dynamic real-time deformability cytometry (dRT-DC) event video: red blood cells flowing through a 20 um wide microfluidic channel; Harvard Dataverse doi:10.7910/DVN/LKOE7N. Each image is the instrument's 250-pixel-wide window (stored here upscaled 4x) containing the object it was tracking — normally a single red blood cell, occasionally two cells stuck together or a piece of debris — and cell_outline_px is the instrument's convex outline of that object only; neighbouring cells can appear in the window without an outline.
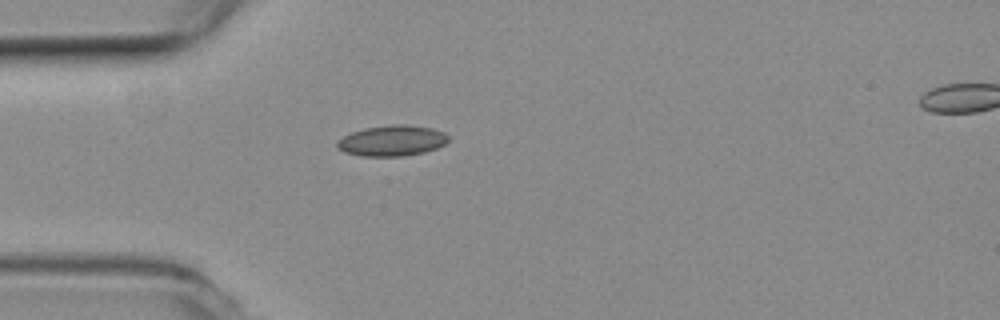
{"species": "common noctule bat (a hibernating species)", "species_latin": "Nyctalus noctula", "temperature_condition": "room temperature", "stored_images_in_passage": 10, "segment_of_instrument_passage": [1, 2], "camera_frame_rate_fps": 3000, "um_per_image_px": 0.085, "animal": {"sex": "female", "body_mass_g": 19.3, "forearm_length_mm": 54.1}, "frame": {"image": 1, "passage_image": 9, "time_ms": 2.667, "image_size_px": [1000, 320], "cell_outline_px": [[448, 140], [444, 144], [436, 148], [424, 152], [404, 156], [360, 156], [344, 152], [336, 148], [336, 140], [352, 132], [364, 128], [392, 124], [408, 124], [432, 128], [444, 132], [448, 136]], "centroid_in_image_um": [33.29, 11.95], "position_along_channel_um": 51.7, "area_um2": 20.06}}